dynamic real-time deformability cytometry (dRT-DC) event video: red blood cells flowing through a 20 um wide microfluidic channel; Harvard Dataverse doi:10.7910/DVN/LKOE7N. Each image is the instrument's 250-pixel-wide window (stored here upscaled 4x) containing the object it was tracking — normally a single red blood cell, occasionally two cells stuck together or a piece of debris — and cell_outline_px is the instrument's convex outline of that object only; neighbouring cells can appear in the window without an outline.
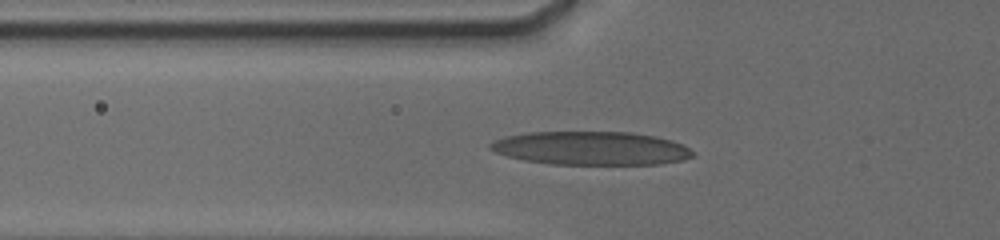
{"species": "human", "species_latin": "Homo sapiens", "temperature_condition": "cold", "stored_images_in_passage": 40, "camera_frame_rate_fps": 3000, "um_per_image_px": 0.085, "donor": {"sex": "male"}, "frame": {"image": 1, "passage_image": 40, "time_ms": 7.333, "image_size_px": [1000, 240], "cell_outline_px": [[692, 156], [684, 160], [660, 164], [548, 164], [524, 160], [508, 156], [496, 152], [488, 148], [488, 144], [504, 136], [528, 132], [632, 132], [656, 136], [672, 140], [684, 144], [692, 152]], "centroid_in_image_um": [50.24, 12.59], "position_along_channel_um": 75.6, "area_um2": 39.65}}